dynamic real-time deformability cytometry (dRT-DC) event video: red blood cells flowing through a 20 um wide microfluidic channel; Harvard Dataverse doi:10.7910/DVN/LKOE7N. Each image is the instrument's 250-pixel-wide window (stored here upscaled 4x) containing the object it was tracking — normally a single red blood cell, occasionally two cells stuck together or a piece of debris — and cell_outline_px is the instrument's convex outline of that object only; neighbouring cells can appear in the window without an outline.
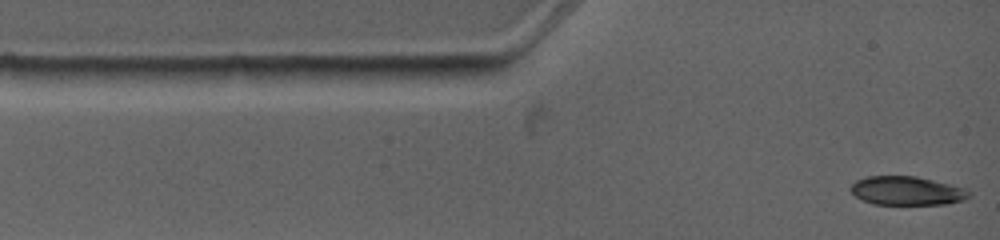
{"species": "common noctule bat (a hibernating species)", "species_latin": "Nyctalus noctula", "temperature_condition": "warm", "stored_images_in_passage": 7, "camera_frame_rate_fps": 4500, "um_per_image_px": 0.085, "animal": {"sex": "female", "body_mass_g": 19.0, "forearm_length_mm": 53.3}, "frame": {"image": 1, "passage_image": 1, "time_ms": 0.0, "image_size_px": [1000, 240], "cell_outline_px": [[972, 196], [964, 200], [944, 204], [872, 204], [856, 196], [848, 188], [856, 180], [868, 176], [916, 176], [964, 188], [972, 192]], "centroid_in_image_um": [77.09, 16.21], "position_along_channel_um": 7.9, "area_um2": 19.77}}
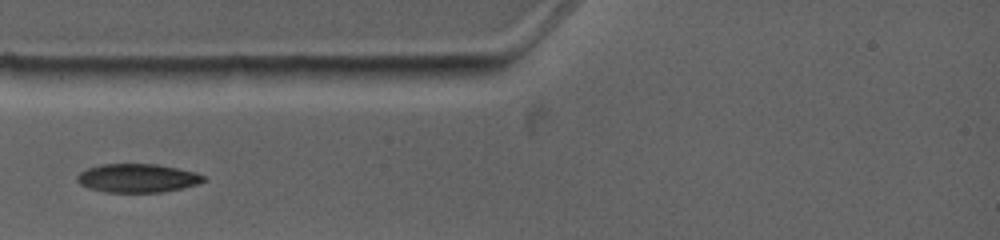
{"frame": {"image": 2, "passage_image": 4, "time_ms": 2.667, "image_size_px": [1000, 240], "cell_outline_px": [[208, 180], [196, 184], [180, 188], [160, 192], [104, 192], [88, 188], [80, 184], [76, 180], [76, 176], [80, 172], [88, 168], [100, 164], [156, 164], [196, 172], [208, 176]], "centroid_in_image_um": [11.69, 15.13], "position_along_channel_um": 73.3, "area_um2": 21.15}}
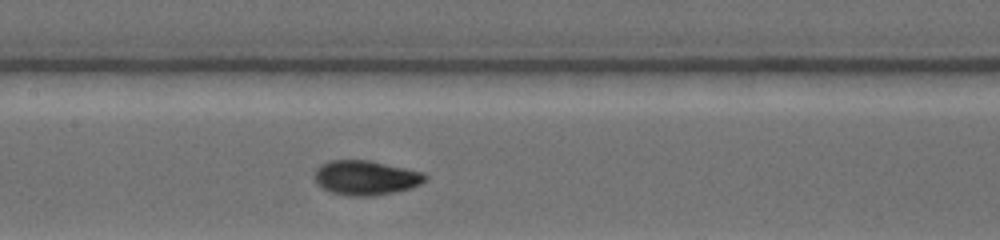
{"frame": {"image": 3, "passage_image": 7, "time_ms": 5.333, "image_size_px": [1000, 240], "cell_outline_px": [[428, 176], [420, 184], [412, 188], [396, 192], [372, 196], [344, 196], [328, 192], [316, 184], [316, 168], [320, 164], [332, 160], [368, 160], [424, 172]], "centroid_in_image_um": [31.08, 15.12], "position_along_channel_um": 176.3, "area_um2": 22.48}}